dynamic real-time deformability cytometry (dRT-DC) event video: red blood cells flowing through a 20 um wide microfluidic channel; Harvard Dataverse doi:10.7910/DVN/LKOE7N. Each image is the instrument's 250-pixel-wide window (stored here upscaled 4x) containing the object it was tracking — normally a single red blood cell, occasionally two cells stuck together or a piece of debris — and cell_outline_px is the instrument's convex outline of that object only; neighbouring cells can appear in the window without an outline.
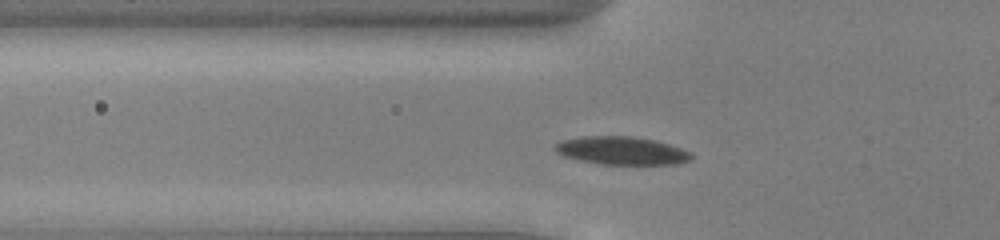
{"species": "common noctule bat (a hibernating species)", "species_latin": "Nyctalus noctula", "temperature_condition": "cold", "stored_images_in_passage": 42, "camera_frame_rate_fps": 3000, "um_per_image_px": 0.085, "animal": {"sex": "male", "body_mass_g": 13.0, "forearm_length_mm": 53.1}, "frame": {"image": 1, "passage_image": 8, "time_ms": 2.333, "image_size_px": [1000, 240], "cell_outline_px": [[692, 160], [680, 164], [600, 164], [580, 160], [564, 156], [556, 152], [552, 148], [556, 144], [564, 140], [584, 136], [632, 136], [656, 140], [680, 148], [688, 152], [692, 156]], "centroid_in_image_um": [52.84, 12.81], "position_along_channel_um": 73.0, "area_um2": 22.2}}
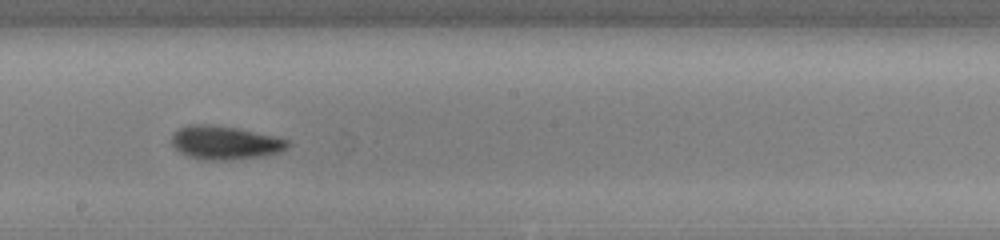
{"frame": {"image": 2, "passage_image": 20, "time_ms": 6.333, "image_size_px": [1000, 240], "cell_outline_px": [[292, 144], [288, 148], [280, 152], [260, 156], [228, 160], [204, 160], [188, 156], [180, 152], [172, 144], [172, 136], [180, 128], [188, 124], [208, 124], [240, 128], [276, 136], [288, 140]], "centroid_in_image_um": [19.16, 12.12], "position_along_channel_um": 229.0, "area_um2": 22.77}}
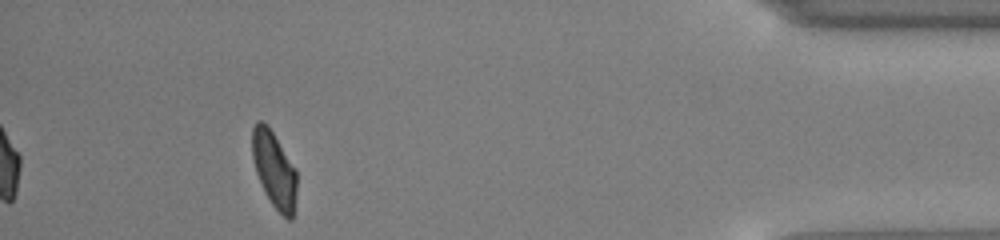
{"frame": {"image": 3, "passage_image": 38, "time_ms": 12.333, "image_size_px": [1000, 240], "cell_outline_px": [[296, 192], [292, 220], [288, 220], [272, 204], [264, 192], [256, 172], [252, 156], [252, 128], [256, 120], [264, 120], [268, 124], [296, 168]], "centroid_in_image_um": [23.29, 14.35], "position_along_channel_um": 411.9, "area_um2": 19.94}, "authors_computed_cell_mechanics": {"area_um2": 21.7906, "velocity_mm_per_s": 3.9214, "shape_relaxation_time_tau1_ms": 2.5274, "shape_relaxation_time_tau2_ms": 3.5486, "deformation_change_tau1": 0.1122, "deformation_change_tau2": 0.0908}}